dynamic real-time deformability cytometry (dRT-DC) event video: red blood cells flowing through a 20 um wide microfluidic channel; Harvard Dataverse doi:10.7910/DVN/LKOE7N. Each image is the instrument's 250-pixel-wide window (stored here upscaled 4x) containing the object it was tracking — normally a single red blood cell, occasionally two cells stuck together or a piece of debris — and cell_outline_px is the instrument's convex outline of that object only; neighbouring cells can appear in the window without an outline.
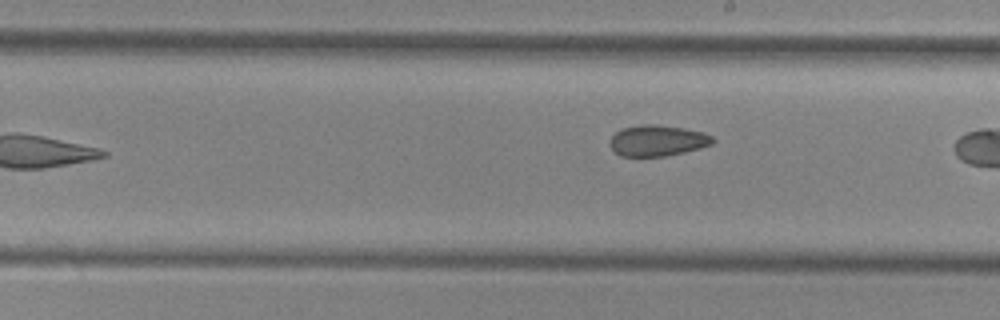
{"species": "common noctule bat (a hibernating species)", "species_latin": "Nyctalus noctula", "temperature_condition": "cold", "stored_images_in_passage": 8, "camera_frame_rate_fps": 3000, "um_per_image_px": 0.085, "animal": {"sex": "female", "body_mass_g": 29.2, "forearm_length_mm": 56.3}, "frame": {"image": 1, "passage_image": 8, "time_ms": 9.667, "image_size_px": [1000, 320], "cell_outline_px": [[716, 140], [712, 144], [700, 148], [684, 152], [664, 156], [620, 156], [612, 148], [608, 140], [620, 128], [640, 124], [656, 124], [684, 128], [704, 132], [712, 136]], "centroid_in_image_um": [55.88, 11.93], "position_along_channel_um": 233.1, "area_um2": 18.73}}